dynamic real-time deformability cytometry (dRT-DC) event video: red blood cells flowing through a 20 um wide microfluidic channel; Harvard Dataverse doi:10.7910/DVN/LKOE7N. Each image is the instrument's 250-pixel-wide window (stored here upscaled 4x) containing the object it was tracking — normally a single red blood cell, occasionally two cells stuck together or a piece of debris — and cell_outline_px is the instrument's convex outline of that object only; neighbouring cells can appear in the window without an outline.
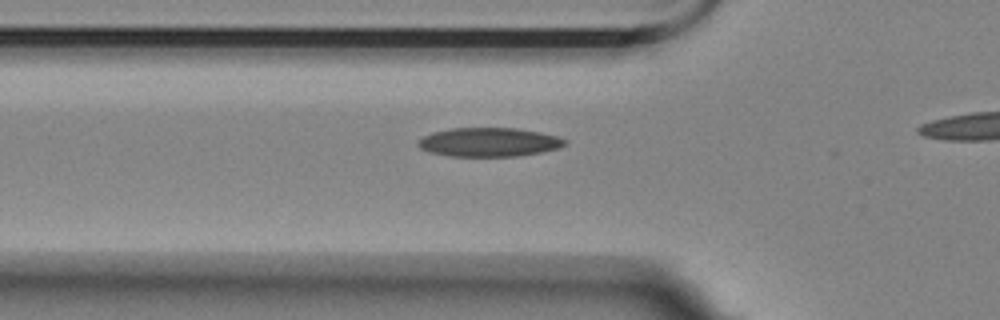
{"species": "Egyptian fruit bat (a non-hibernating species)", "species_latin": "Rousettus aegyptiacus", "temperature_condition": "room temperature", "stored_images_in_passage": 18, "camera_frame_rate_fps": 3000, "um_per_image_px": 0.085, "animal": {"sex": "female"}, "frame": {"image": 1, "passage_image": 2, "time_ms": 0.333, "image_size_px": [1000, 320], "cell_outline_px": [[568, 144], [560, 148], [540, 152], [516, 156], [448, 156], [428, 152], [420, 148], [416, 144], [424, 136], [432, 132], [452, 128], [516, 128], [540, 132], [556, 136], [568, 140]], "centroid_in_image_um": [41.57, 12.08], "position_along_channel_um": 84.2, "area_um2": 24.8}}
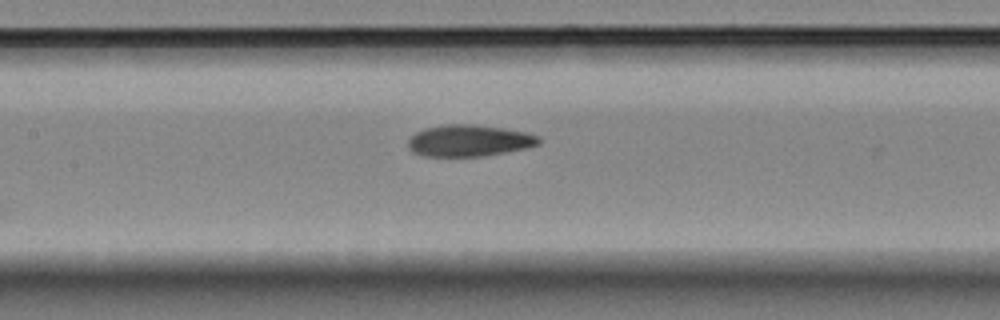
{"frame": {"image": 2, "passage_image": 9, "time_ms": 2.667, "image_size_px": [1000, 320], "cell_outline_px": [[540, 144], [528, 148], [484, 156], [424, 156], [412, 152], [408, 148], [408, 140], [416, 132], [424, 128], [444, 124], [472, 124], [504, 128], [524, 132], [540, 136]], "centroid_in_image_um": [39.87, 11.95], "position_along_channel_um": 167.5, "area_um2": 24.22}}
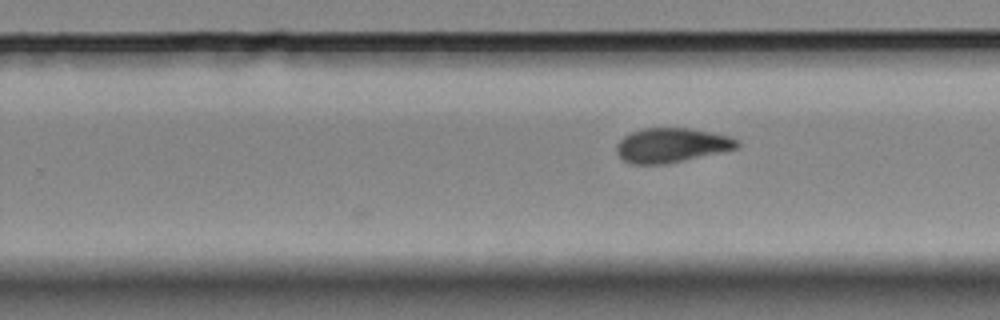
{"frame": {"image": 3, "passage_image": 18, "time_ms": 5.667, "image_size_px": [1000, 320], "cell_outline_px": [[740, 144], [736, 148], [720, 152], [668, 164], [628, 164], [616, 152], [616, 144], [624, 136], [632, 132], [644, 128], [692, 128], [712, 132], [728, 136], [740, 140]], "centroid_in_image_um": [57.07, 12.34], "position_along_channel_um": 272.7, "area_um2": 24.28}}